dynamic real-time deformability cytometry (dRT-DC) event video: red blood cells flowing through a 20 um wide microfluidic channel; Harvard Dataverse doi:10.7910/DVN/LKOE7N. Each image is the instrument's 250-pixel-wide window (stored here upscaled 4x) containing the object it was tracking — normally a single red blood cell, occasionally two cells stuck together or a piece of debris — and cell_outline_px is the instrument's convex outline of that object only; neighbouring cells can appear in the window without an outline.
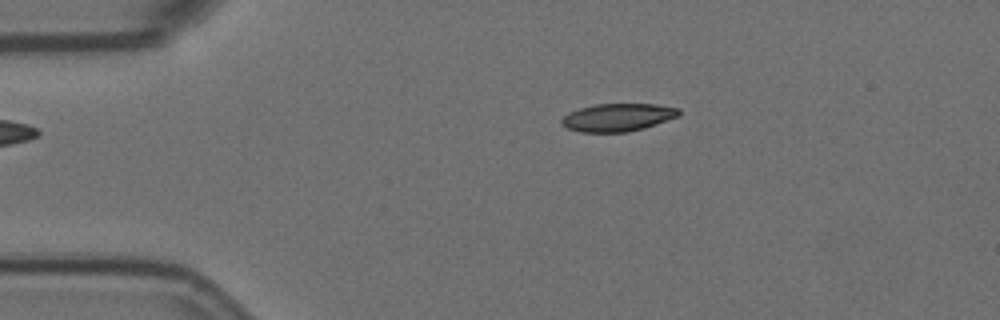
{"species": "Egyptian fruit bat (a non-hibernating species)", "species_latin": "Rousettus aegyptiacus", "temperature_condition": "room temperature", "stored_images_in_passage": 15, "camera_frame_rate_fps": 3000, "um_per_image_px": 0.085, "animal": {"sex": "female"}, "frame": {"image": 1, "passage_image": 4, "time_ms": 1.0, "image_size_px": [1000, 320], "cell_outline_px": [[680, 116], [644, 128], [628, 132], [580, 132], [568, 128], [560, 124], [560, 120], [568, 112], [580, 108], [596, 104], [656, 104], [680, 108]], "centroid_in_image_um": [52.52, 9.98], "position_along_channel_um": 32.5, "area_um2": 19.13}}
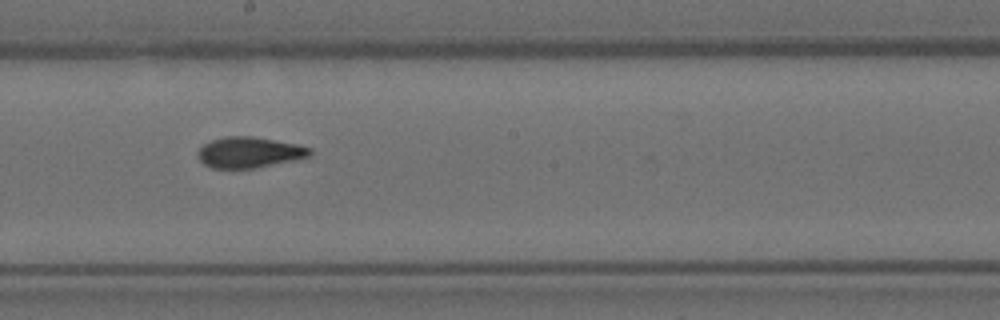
{"frame": {"image": 2, "passage_image": 9, "time_ms": 2.667, "image_size_px": [1000, 320], "cell_outline_px": [[312, 156], [296, 160], [256, 168], [212, 168], [204, 164], [196, 156], [196, 152], [204, 144], [212, 140], [224, 136], [252, 136], [296, 144], [312, 148]], "centroid_in_image_um": [21.2, 12.95], "position_along_channel_um": 227.0, "area_um2": 20.29}}
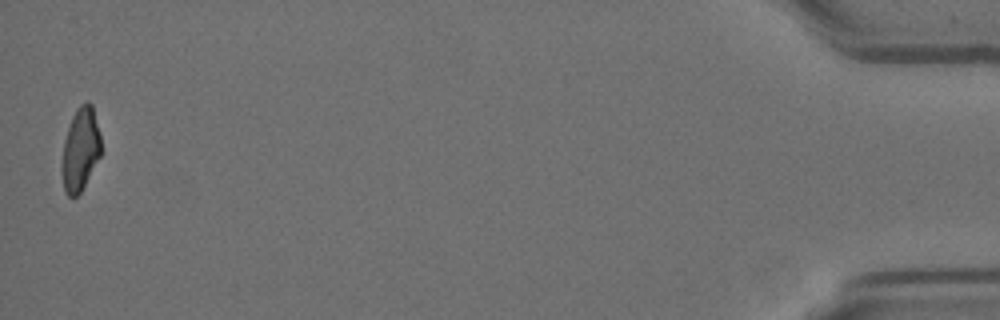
{"frame": {"image": 3, "passage_image": 15, "time_ms": 4.667, "image_size_px": [1000, 320], "cell_outline_px": [[100, 156], [80, 192], [76, 196], [68, 196], [64, 192], [60, 172], [60, 168], [64, 140], [72, 116], [76, 108], [80, 104], [88, 100], [92, 104], [100, 136]], "centroid_in_image_um": [6.79, 12.7], "position_along_channel_um": 428.4, "area_um2": 19.02}}